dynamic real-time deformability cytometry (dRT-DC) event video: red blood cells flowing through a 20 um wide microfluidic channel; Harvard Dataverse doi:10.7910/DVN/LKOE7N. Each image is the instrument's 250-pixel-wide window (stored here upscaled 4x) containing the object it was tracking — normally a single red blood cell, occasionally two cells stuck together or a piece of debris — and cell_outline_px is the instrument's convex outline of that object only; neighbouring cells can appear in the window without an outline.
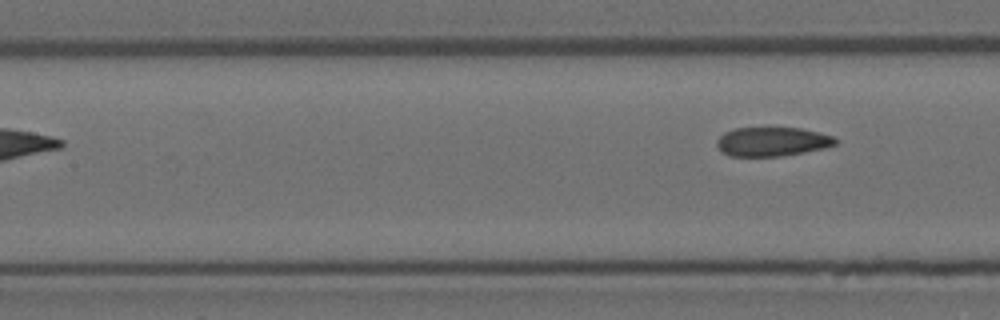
{"species": "Egyptian fruit bat (a non-hibernating species)", "species_latin": "Rousettus aegyptiacus", "temperature_condition": "room temperature", "stored_images_in_passage": 6, "segment_of_instrument_passage": [2, 2], "camera_frame_rate_fps": 3000, "um_per_image_px": 0.085, "animal": {"sex": "female"}, "frame": {"image": 1, "passage_image": 6, "time_ms": 6.333, "image_size_px": [1000, 320], "cell_outline_px": [[836, 144], [824, 148], [784, 156], [728, 156], [720, 152], [716, 144], [716, 140], [724, 132], [736, 128], [800, 128], [820, 132], [832, 136], [836, 140]], "centroid_in_image_um": [65.59, 12.04], "position_along_channel_um": 141.8, "area_um2": 20.17}}